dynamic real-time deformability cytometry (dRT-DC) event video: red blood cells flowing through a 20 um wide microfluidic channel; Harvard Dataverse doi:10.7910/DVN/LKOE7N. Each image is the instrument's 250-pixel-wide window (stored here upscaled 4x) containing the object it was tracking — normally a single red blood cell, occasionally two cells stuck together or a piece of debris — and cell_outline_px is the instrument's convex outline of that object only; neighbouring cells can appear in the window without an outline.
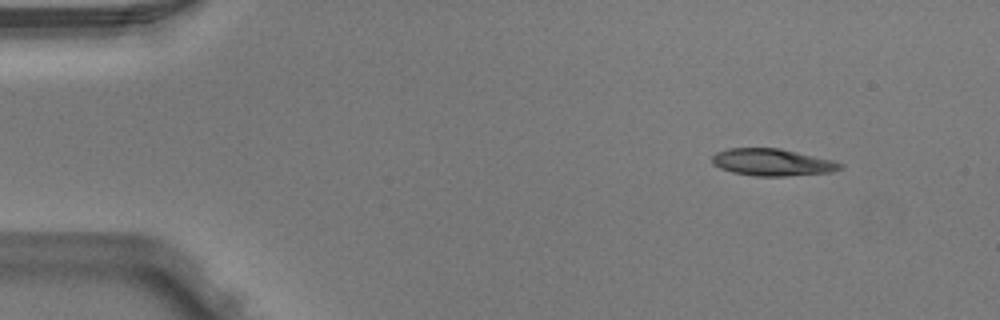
{"species": "Egyptian fruit bat (a non-hibernating species)", "species_latin": "Rousettus aegyptiacus", "temperature_condition": "warm", "stored_images_in_passage": 4, "segment_of_instrument_passage": [2, 2], "camera_frame_rate_fps": 3000, "um_per_image_px": 0.085, "animal": {"sex": "male"}, "frame": {"image": 1, "passage_image": 4, "time_ms": 1.0, "image_size_px": [1000, 320], "cell_outline_px": [[844, 164], [840, 168], [832, 172], [784, 176], [756, 176], [732, 172], [720, 168], [712, 164], [712, 156], [716, 152], [728, 148], [780, 148], [836, 160]], "centroid_in_image_um": [65.66, 13.79], "position_along_channel_um": 19.3, "area_um2": 20.35}}